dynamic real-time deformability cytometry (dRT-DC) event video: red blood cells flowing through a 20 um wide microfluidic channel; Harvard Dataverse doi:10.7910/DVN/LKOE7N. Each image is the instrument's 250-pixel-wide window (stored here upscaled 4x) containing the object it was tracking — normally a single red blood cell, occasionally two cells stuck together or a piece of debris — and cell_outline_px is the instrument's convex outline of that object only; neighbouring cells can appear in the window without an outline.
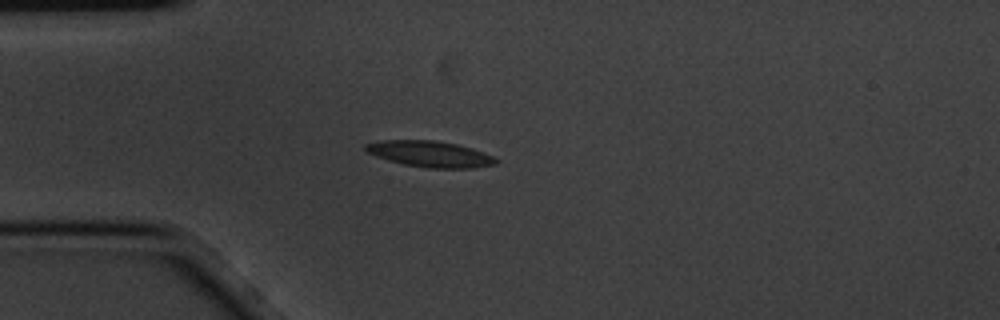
{"species": "common noctule bat (a hibernating species)", "species_latin": "Nyctalus noctula", "temperature_condition": "cold", "stored_images_in_passage": 3, "camera_frame_rate_fps": 3000, "um_per_image_px": 0.085, "animal": {"sex": "male", "body_mass_g": 20.1, "forearm_length_mm": 53.5}, "frame": {"image": 1, "passage_image": 3, "time_ms": 0.667, "image_size_px": [1000, 320], "cell_outline_px": [[500, 160], [496, 164], [472, 168], [428, 168], [404, 164], [388, 160], [376, 156], [368, 152], [364, 148], [364, 144], [380, 140], [432, 140], [456, 144], [472, 148], [484, 152]], "centroid_in_image_um": [36.56, 13.09], "position_along_channel_um": 48.4, "area_um2": 19.77}}